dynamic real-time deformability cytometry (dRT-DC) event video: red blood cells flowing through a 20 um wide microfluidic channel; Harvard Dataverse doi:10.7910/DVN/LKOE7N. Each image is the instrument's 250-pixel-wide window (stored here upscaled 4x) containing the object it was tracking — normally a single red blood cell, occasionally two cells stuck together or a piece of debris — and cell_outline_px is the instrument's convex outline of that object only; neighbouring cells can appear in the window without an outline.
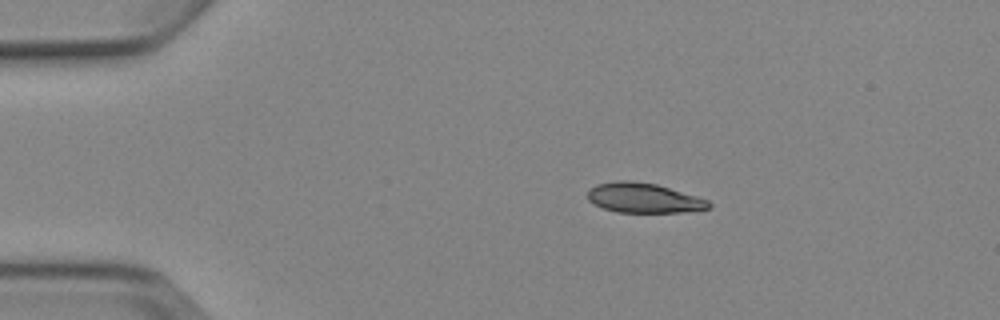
{"species": "Egyptian fruit bat (a non-hibernating species)", "species_latin": "Rousettus aegyptiacus", "temperature_condition": "cold", "stored_images_in_passage": 8, "camera_frame_rate_fps": 3000, "um_per_image_px": 0.085, "animal": {"sex": "female"}, "frame": {"image": 1, "passage_image": 1, "time_ms": 0.0, "image_size_px": [1000, 320], "cell_outline_px": [[712, 204], [708, 208], [680, 212], [616, 212], [604, 208], [588, 200], [588, 188], [596, 184], [620, 180], [632, 180], [656, 184], [696, 196], [708, 200]], "centroid_in_image_um": [54.68, 16.81], "position_along_channel_um": 30.3, "area_um2": 20.87}}
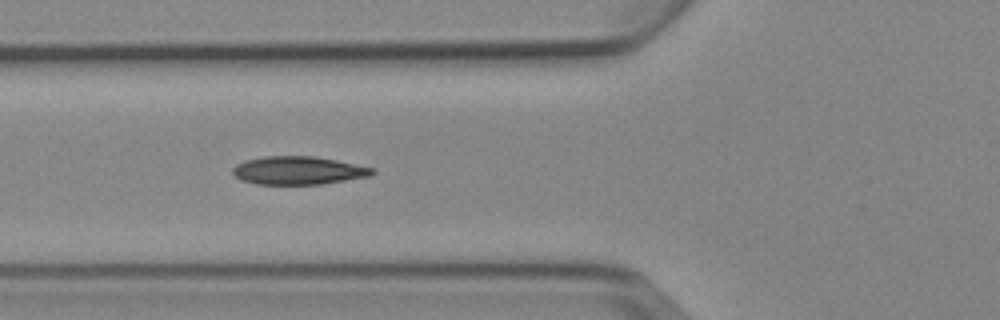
{"frame": {"image": 2, "passage_image": 4, "time_ms": 3.333, "image_size_px": [1000, 320], "cell_outline_px": [[376, 172], [368, 176], [320, 184], [256, 184], [240, 180], [232, 172], [232, 168], [236, 164], [244, 160], [264, 156], [312, 156], [336, 160], [376, 168]], "centroid_in_image_um": [25.32, 14.48], "position_along_channel_um": 100.5, "area_um2": 22.89}}
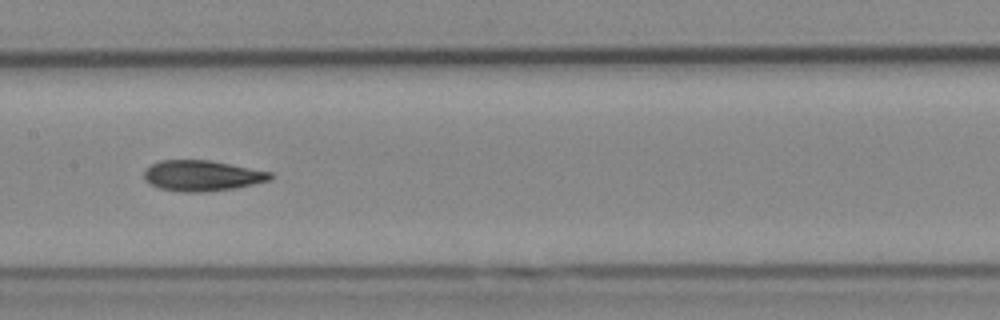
{"frame": {"image": 3, "passage_image": 6, "time_ms": 5.667, "image_size_px": [1000, 320], "cell_outline_px": [[272, 180], [236, 188], [204, 192], [180, 192], [160, 188], [148, 184], [144, 180], [144, 172], [152, 164], [160, 160], [212, 160], [272, 172]], "centroid_in_image_um": [17.19, 14.93], "position_along_channel_um": 190.2, "area_um2": 22.77}}